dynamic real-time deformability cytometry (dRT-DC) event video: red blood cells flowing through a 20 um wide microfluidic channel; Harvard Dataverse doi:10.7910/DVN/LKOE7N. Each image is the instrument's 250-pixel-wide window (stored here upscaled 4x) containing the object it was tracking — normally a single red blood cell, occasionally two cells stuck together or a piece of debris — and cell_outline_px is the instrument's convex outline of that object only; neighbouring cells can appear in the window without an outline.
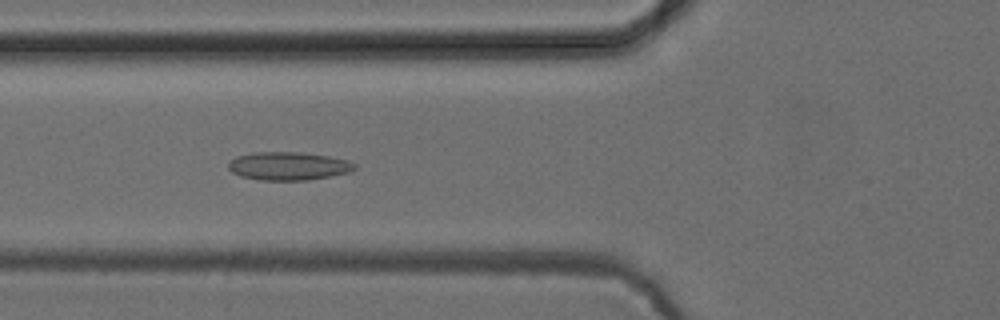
{"species": "common noctule bat (a hibernating species)", "species_latin": "Nyctalus noctula", "temperature_condition": "cold", "stored_images_in_passage": 36, "camera_frame_rate_fps": 3000, "um_per_image_px": 0.085, "animal": {"sex": "female", "body_mass_g": 24.6, "forearm_length_mm": 56.2}, "frame": {"image": 1, "passage_image": 4, "time_ms": 1.0, "image_size_px": [1000, 320], "cell_outline_px": [[356, 168], [352, 172], [332, 176], [308, 180], [260, 180], [240, 176], [232, 172], [228, 168], [228, 164], [236, 156], [252, 152], [300, 152], [328, 156], [348, 160], [356, 164]], "centroid_in_image_um": [24.54, 14.11], "position_along_channel_um": 101.3, "area_um2": 20.92}}
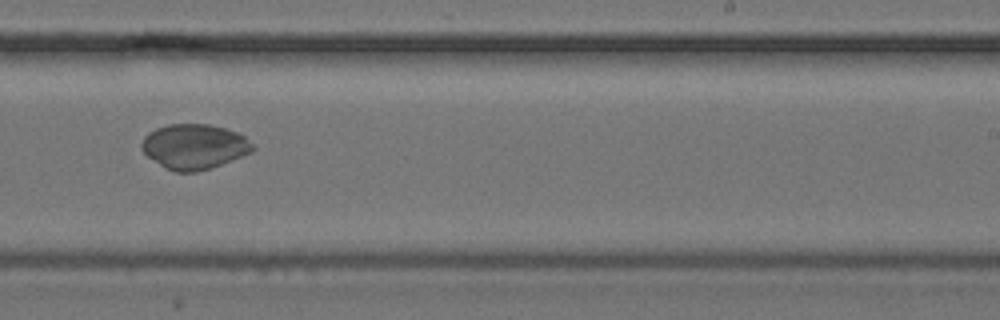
{"frame": {"image": 2, "passage_image": 16, "time_ms": 5.0, "image_size_px": [1000, 320], "cell_outline_px": [[256, 148], [252, 152], [220, 164], [196, 172], [176, 172], [160, 164], [148, 156], [140, 148], [140, 144], [144, 136], [148, 132], [156, 128], [168, 124], [208, 124], [224, 128], [236, 132], [244, 136], [256, 144]], "centroid_in_image_um": [16.52, 12.44], "position_along_channel_um": 272.5, "area_um2": 29.02}}
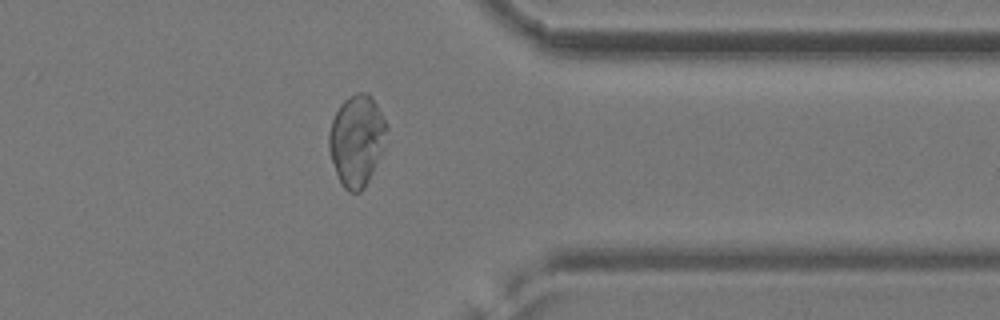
{"frame": {"image": 3, "passage_image": 25, "time_ms": 8.0, "image_size_px": [1000, 320], "cell_outline_px": [[388, 128], [384, 148], [364, 188], [360, 192], [348, 192], [340, 184], [328, 148], [328, 132], [332, 120], [340, 104], [348, 96], [356, 92], [368, 92], [372, 96], [388, 124]], "centroid_in_image_um": [30.33, 11.9], "position_along_channel_um": 381.1, "area_um2": 30.92}}